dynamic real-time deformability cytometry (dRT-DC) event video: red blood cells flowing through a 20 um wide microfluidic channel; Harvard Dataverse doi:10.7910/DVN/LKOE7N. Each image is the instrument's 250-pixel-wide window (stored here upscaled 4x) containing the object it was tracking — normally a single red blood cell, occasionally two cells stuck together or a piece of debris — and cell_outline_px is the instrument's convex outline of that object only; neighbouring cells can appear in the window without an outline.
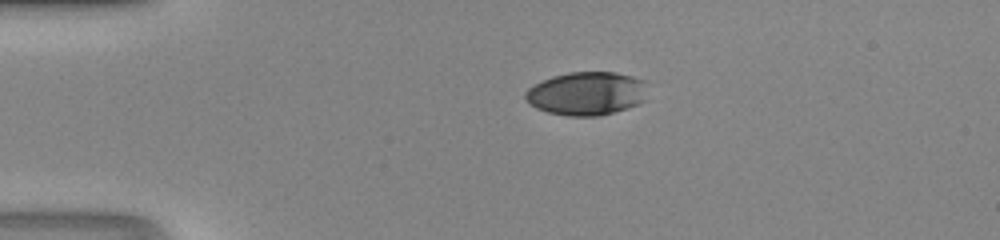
{"species": "human", "species_latin": "Homo sapiens", "temperature_condition": "room temperature", "stored_images_in_passage": 38, "camera_frame_rate_fps": 3000, "um_per_image_px": 0.085, "donor": {"sex": "male"}, "frame": {"image": 1, "passage_image": 1, "time_ms": 0.0, "image_size_px": [1000, 240], "cell_outline_px": [[648, 100], [628, 108], [600, 116], [568, 116], [548, 112], [536, 108], [528, 104], [524, 96], [524, 92], [528, 88], [552, 76], [568, 72], [616, 72], [648, 80]], "centroid_in_image_um": [49.94, 7.94], "position_along_channel_um": 35.1, "area_um2": 31.62}}
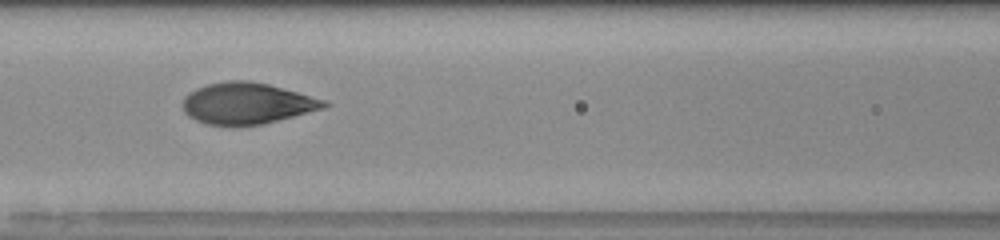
{"frame": {"image": 2, "passage_image": 12, "time_ms": 3.667, "image_size_px": [1000, 240], "cell_outline_px": [[332, 104], [324, 108], [260, 124], [208, 124], [196, 120], [188, 116], [184, 112], [184, 96], [188, 92], [196, 88], [208, 84], [228, 80], [248, 80], [268, 84], [324, 100]], "centroid_in_image_um": [20.96, 8.76], "position_along_channel_um": 145.6, "area_um2": 33.29}}
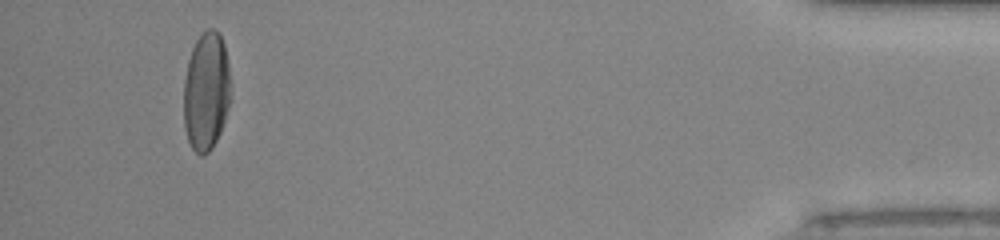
{"frame": {"image": 3, "passage_image": 35, "time_ms": 11.333, "image_size_px": [1000, 240], "cell_outline_px": [[232, 100], [220, 132], [212, 148], [204, 156], [200, 156], [192, 148], [188, 140], [184, 128], [184, 80], [188, 60], [192, 48], [196, 40], [208, 28], [212, 28], [220, 36], [224, 44], [228, 64]], "centroid_in_image_um": [17.54, 7.8], "position_along_channel_um": 417.7, "area_um2": 32.71}}